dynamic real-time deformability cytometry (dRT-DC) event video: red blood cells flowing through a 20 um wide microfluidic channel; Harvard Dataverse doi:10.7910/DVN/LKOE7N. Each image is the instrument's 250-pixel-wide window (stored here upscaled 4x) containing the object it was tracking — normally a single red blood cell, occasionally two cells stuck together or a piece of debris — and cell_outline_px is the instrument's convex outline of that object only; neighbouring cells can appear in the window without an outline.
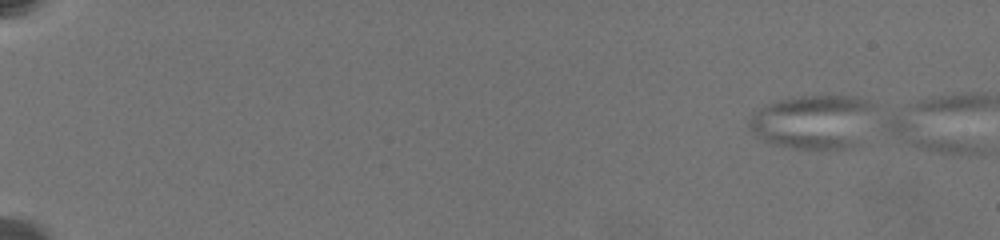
{"species": "common noctule bat (a hibernating species)", "species_latin": "Nyctalus noctula", "temperature_condition": "warm", "stored_images_in_passage": 3, "camera_frame_rate_fps": 3000, "um_per_image_px": 0.085, "animal": {"sex": "female", "body_mass_g": 19.5, "forearm_length_mm": 54.1}, "frame": {"image": 1, "passage_image": 2, "time_ms": 0.333, "image_size_px": [1000, 240], "cell_outline_px": [[872, 104], [844, 148], [796, 148], [768, 140], [752, 128], [748, 124], [752, 116], [764, 108], [772, 104], [788, 100], [816, 96], [848, 96]], "centroid_in_image_um": [68.95, 10.32], "position_along_channel_um": 16.0, "area_um2": 34.62}}